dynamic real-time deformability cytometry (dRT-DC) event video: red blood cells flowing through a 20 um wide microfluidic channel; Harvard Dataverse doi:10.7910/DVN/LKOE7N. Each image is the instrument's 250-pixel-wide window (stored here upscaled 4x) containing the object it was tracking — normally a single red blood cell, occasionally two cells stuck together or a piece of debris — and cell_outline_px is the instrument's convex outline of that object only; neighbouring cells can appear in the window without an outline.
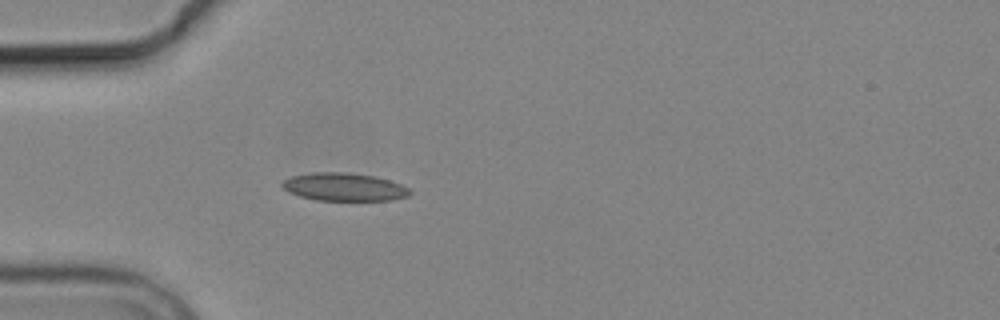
{"species": "common noctule bat (a hibernating species)", "species_latin": "Nyctalus noctula", "temperature_condition": "cold", "stored_images_in_passage": 3, "camera_frame_rate_fps": 3000, "um_per_image_px": 0.085, "animal": {"sex": "male", "body_mass_g": 19.2, "forearm_length_mm": 51.8}, "frame": {"image": 1, "passage_image": 3, "time_ms": 3.0, "image_size_px": [1000, 320], "cell_outline_px": [[412, 192], [408, 196], [392, 200], [316, 200], [300, 196], [288, 192], [280, 184], [284, 180], [292, 176], [312, 172], [344, 172], [376, 176], [400, 184], [408, 188]], "centroid_in_image_um": [29.24, 15.89], "position_along_channel_um": 55.8, "area_um2": 20.75}}